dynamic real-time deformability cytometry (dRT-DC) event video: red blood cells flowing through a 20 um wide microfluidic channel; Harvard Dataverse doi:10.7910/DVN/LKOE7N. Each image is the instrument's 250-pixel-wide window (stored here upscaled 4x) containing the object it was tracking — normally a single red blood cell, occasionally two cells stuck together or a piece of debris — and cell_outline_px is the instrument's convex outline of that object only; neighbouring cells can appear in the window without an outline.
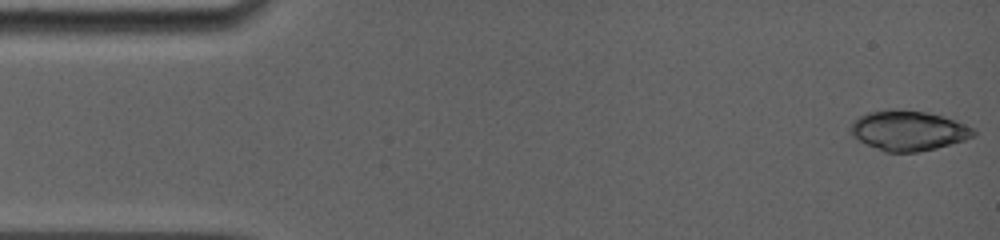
{"species": "common noctule bat (a hibernating species)", "species_latin": "Nyctalus noctula", "temperature_condition": "room temperature", "stored_images_in_passage": 11, "camera_frame_rate_fps": 5000, "um_per_image_px": 0.085, "animal": {"sex": "female", "body_mass_g": 19.0, "forearm_length_mm": 56.7}, "frame": {"image": 1, "passage_image": 1, "time_ms": 0.0, "image_size_px": [1000, 240], "cell_outline_px": [[976, 136], [964, 140], [936, 148], [916, 152], [888, 152], [868, 144], [852, 136], [848, 132], [848, 128], [852, 120], [868, 112], [892, 108], [896, 108], [928, 112], [944, 116], [976, 128]], "centroid_in_image_um": [77.21, 11.07], "position_along_channel_um": 7.8, "area_um2": 28.96}}
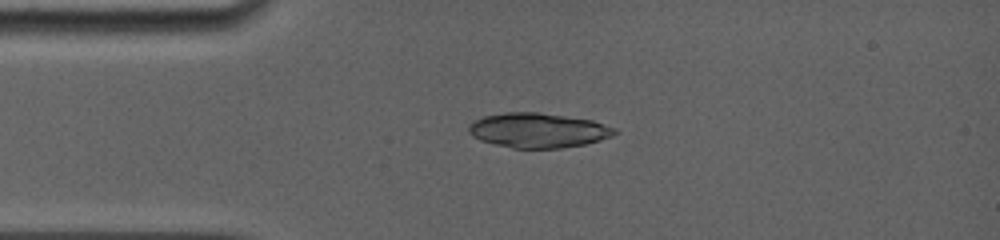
{"frame": {"image": 2, "passage_image": 10, "time_ms": 3.4, "image_size_px": [1000, 240], "cell_outline_px": [[616, 132], [612, 136], [600, 140], [584, 144], [560, 148], [512, 148], [480, 140], [472, 136], [468, 132], [468, 124], [484, 116], [504, 112], [540, 112], [592, 120], [616, 128]], "centroid_in_image_um": [45.72, 11.07], "position_along_channel_um": 39.3, "area_um2": 29.48}}